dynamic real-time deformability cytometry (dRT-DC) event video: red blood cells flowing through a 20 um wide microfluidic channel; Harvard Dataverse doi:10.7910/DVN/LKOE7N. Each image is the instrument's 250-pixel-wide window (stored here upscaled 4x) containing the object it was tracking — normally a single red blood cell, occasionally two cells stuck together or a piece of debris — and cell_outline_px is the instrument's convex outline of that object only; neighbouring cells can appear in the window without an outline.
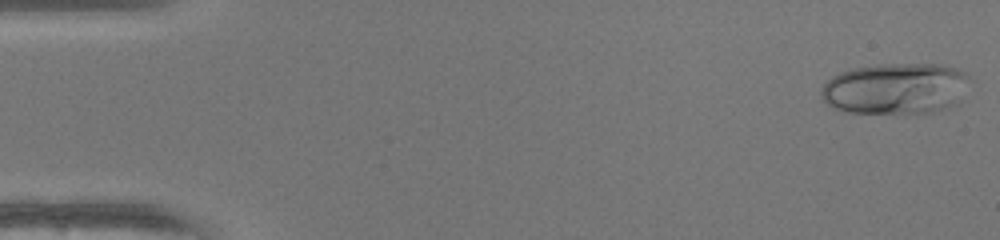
{"species": "human", "species_latin": "Homo sapiens", "temperature_condition": "warm", "stored_images_in_passage": 49, "camera_frame_rate_fps": 3000, "um_per_image_px": 0.085, "donor": {"sex": "female"}, "frame": {"image": 1, "passage_image": 1, "time_ms": 0.0, "image_size_px": [1000, 240], "cell_outline_px": [[972, 80], [960, 104], [932, 112], [844, 112], [832, 108], [824, 100], [820, 92], [824, 84], [832, 76], [840, 72], [852, 68], [880, 64], [936, 64], [956, 68], [968, 72]], "centroid_in_image_um": [76.2, 7.51], "position_along_channel_um": 8.8, "area_um2": 44.8}}
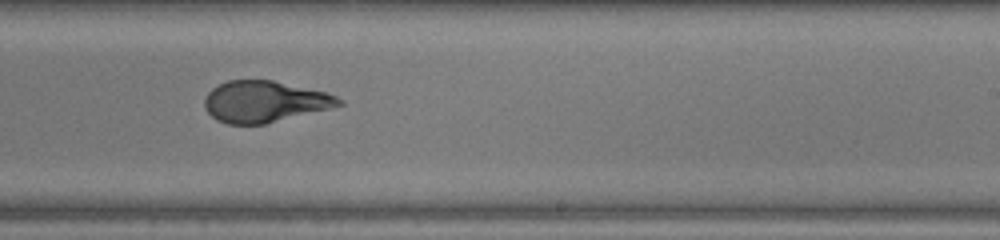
{"frame": {"image": 2, "passage_image": 30, "time_ms": 9.667, "image_size_px": [1000, 240], "cell_outline_px": [[344, 104], [264, 124], [228, 124], [216, 120], [204, 108], [204, 100], [208, 92], [212, 88], [228, 80], [272, 80], [328, 92], [344, 100]], "centroid_in_image_um": [22.47, 8.63], "position_along_channel_um": 266.5, "area_um2": 32.19}}
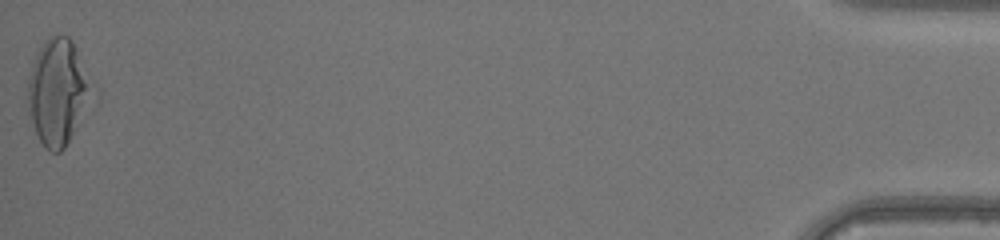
{"frame": {"image": 3, "passage_image": 49, "time_ms": 16.0, "image_size_px": [1000, 240], "cell_outline_px": [[100, 100], [64, 148], [60, 152], [52, 152], [44, 148], [36, 132], [28, 112], [28, 80], [36, 56], [44, 40], [52, 36], [68, 36], [72, 40], [96, 84], [100, 92]], "centroid_in_image_um": [5.09, 7.88], "position_along_channel_um": 430.1, "area_um2": 41.73}, "authors_computed_cell_mechanics": {"area_um2": 33.3506, "velocity_mm_per_s": 4.1941, "shape_relaxation_time_tau1_ms": null, "shape_relaxation_time_tau2_ms": 0.7608, "deformation_change_tau1": null, "deformation_change_tau2": 0.0718}}